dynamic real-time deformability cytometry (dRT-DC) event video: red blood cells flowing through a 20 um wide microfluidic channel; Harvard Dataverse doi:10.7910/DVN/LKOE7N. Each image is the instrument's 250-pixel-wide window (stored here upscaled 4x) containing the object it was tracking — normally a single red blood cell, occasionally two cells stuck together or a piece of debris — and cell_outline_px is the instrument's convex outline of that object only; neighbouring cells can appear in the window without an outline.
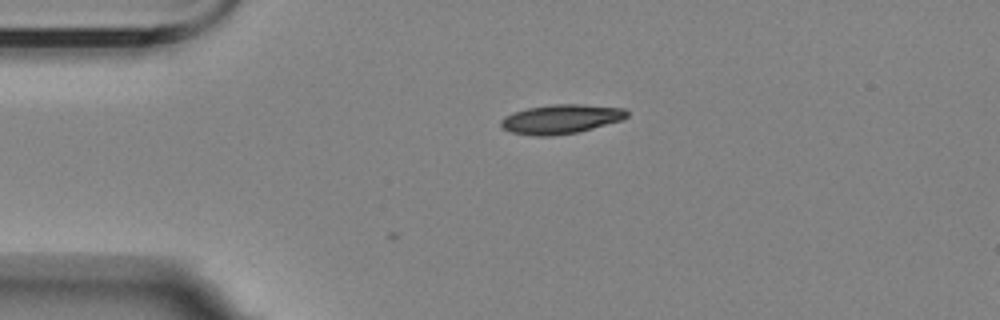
{"species": "Egyptian fruit bat (a non-hibernating species)", "species_latin": "Rousettus aegyptiacus", "temperature_condition": "room temperature", "stored_images_in_passage": 3, "camera_frame_rate_fps": 3000, "um_per_image_px": 0.085, "animal": {"sex": "female"}, "frame": {"image": 1, "passage_image": 1, "time_ms": 0.0, "image_size_px": [1000, 320], "cell_outline_px": [[628, 116], [624, 120], [580, 132], [552, 136], [532, 136], [512, 132], [504, 128], [500, 124], [500, 120], [504, 116], [512, 112], [528, 108], [552, 104], [580, 104], [624, 108], [628, 112]], "centroid_in_image_um": [47.7, 10.13], "position_along_channel_um": 37.3, "area_um2": 21.73}}
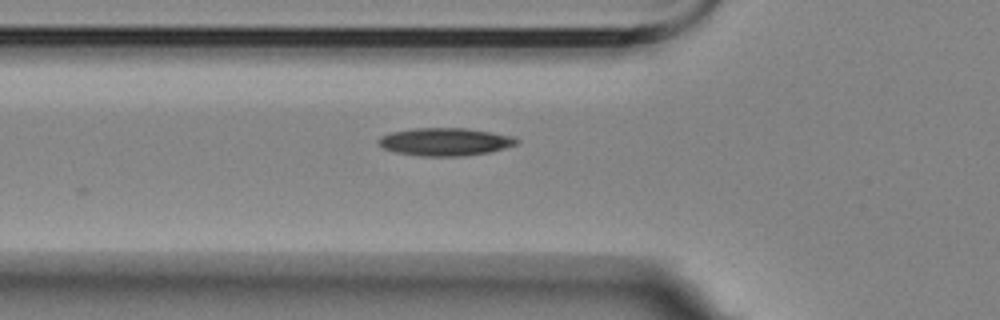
{"frame": {"image": 2, "passage_image": 3, "time_ms": 2.333, "image_size_px": [1000, 320], "cell_outline_px": [[520, 140], [516, 144], [504, 148], [488, 152], [464, 156], [420, 156], [396, 152], [384, 148], [376, 144], [376, 140], [380, 136], [392, 132], [412, 128], [468, 128], [512, 136]], "centroid_in_image_um": [37.79, 12.05], "position_along_channel_um": 88.0, "area_um2": 22.43}}